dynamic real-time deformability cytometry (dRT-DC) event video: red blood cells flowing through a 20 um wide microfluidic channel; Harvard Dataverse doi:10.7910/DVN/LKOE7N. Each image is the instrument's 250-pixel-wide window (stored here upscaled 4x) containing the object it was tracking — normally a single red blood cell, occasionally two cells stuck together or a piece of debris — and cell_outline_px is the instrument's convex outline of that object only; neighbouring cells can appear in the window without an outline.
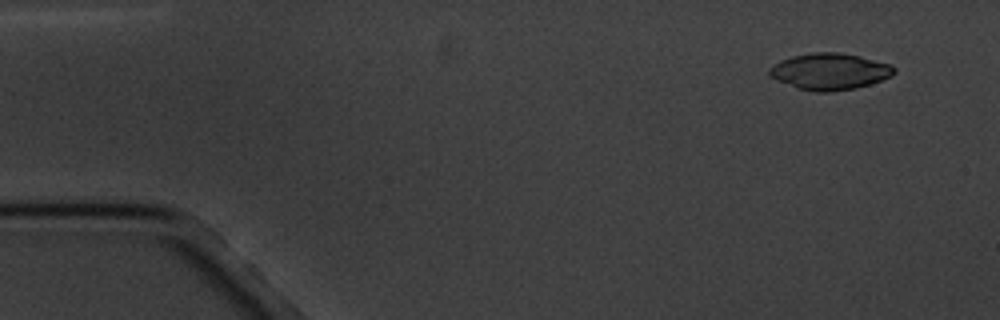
{"species": "common noctule bat (a hibernating species)", "species_latin": "Nyctalus noctula", "temperature_condition": "cold", "stored_images_in_passage": 4, "camera_frame_rate_fps": 3000, "um_per_image_px": 0.085, "animal": {"sex": "male", "body_mass_g": 20.1, "forearm_length_mm": 53.5}, "frame": {"image": 1, "passage_image": 1, "time_ms": 0.0, "image_size_px": [1000, 320], "cell_outline_px": [[896, 72], [892, 76], [856, 88], [832, 92], [816, 92], [796, 88], [776, 80], [768, 72], [768, 68], [772, 64], [780, 60], [792, 56], [812, 52], [840, 52], [860, 56], [892, 64], [896, 68]], "centroid_in_image_um": [70.52, 6.07], "position_along_channel_um": 14.5, "area_um2": 26.82}}